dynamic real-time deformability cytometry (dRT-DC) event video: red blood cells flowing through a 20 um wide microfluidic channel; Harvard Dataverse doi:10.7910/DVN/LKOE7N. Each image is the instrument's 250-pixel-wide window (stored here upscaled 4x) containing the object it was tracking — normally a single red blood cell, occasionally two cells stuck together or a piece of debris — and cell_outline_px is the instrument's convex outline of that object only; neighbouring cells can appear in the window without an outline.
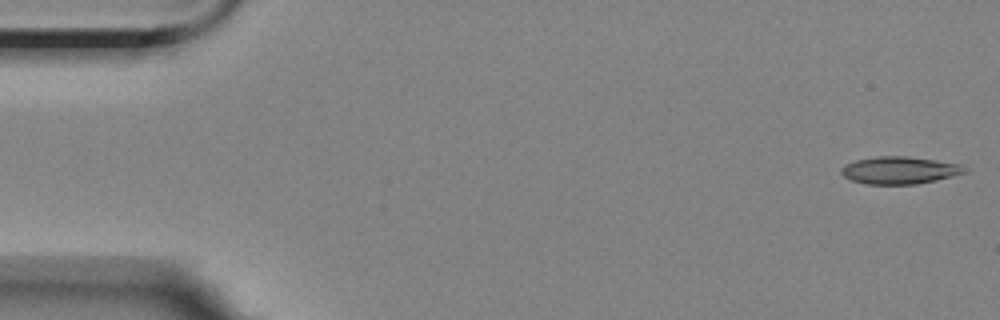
{"species": "Egyptian fruit bat (a non-hibernating species)", "species_latin": "Rousettus aegyptiacus", "temperature_condition": "room temperature", "stored_images_in_passage": 14, "segment_of_instrument_passage": [1, 2], "camera_frame_rate_fps": 3000, "um_per_image_px": 0.085, "animal": {"sex": "female"}, "frame": {"image": 1, "passage_image": 1, "time_ms": 0.0, "image_size_px": [1000, 320], "cell_outline_px": [[968, 172], [936, 180], [916, 184], [864, 184], [852, 180], [844, 176], [840, 172], [840, 168], [844, 164], [856, 160], [876, 156], [904, 156], [960, 164]], "centroid_in_image_um": [76.41, 14.47], "position_along_channel_um": 8.6, "area_um2": 19.54}}
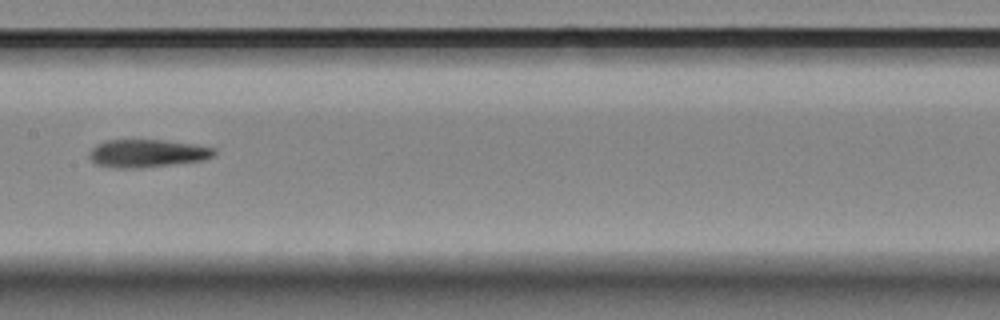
{"frame": {"image": 2, "passage_image": 9, "time_ms": 10.333, "image_size_px": [1000, 320], "cell_outline_px": [[216, 156], [204, 160], [140, 168], [116, 168], [96, 164], [88, 156], [88, 152], [96, 144], [104, 140], [164, 140], [192, 144], [216, 148]], "centroid_in_image_um": [12.51, 13.03], "position_along_channel_um": 194.9, "area_um2": 20.4}}
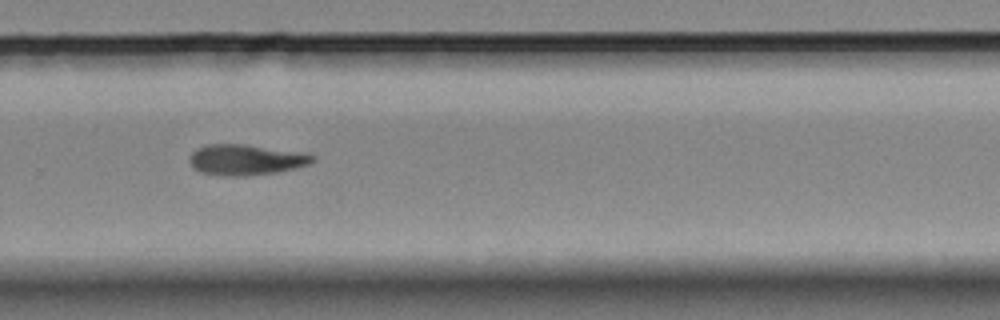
{"frame": {"image": 3, "passage_image": 12, "time_ms": 13.667, "image_size_px": [1000, 320], "cell_outline_px": [[316, 160], [308, 164], [296, 168], [276, 172], [248, 176], [224, 176], [200, 172], [192, 168], [188, 160], [188, 156], [196, 148], [204, 144], [244, 144], [308, 152], [316, 156]], "centroid_in_image_um": [20.9, 13.57], "position_along_channel_um": 308.9, "area_um2": 22.6}}